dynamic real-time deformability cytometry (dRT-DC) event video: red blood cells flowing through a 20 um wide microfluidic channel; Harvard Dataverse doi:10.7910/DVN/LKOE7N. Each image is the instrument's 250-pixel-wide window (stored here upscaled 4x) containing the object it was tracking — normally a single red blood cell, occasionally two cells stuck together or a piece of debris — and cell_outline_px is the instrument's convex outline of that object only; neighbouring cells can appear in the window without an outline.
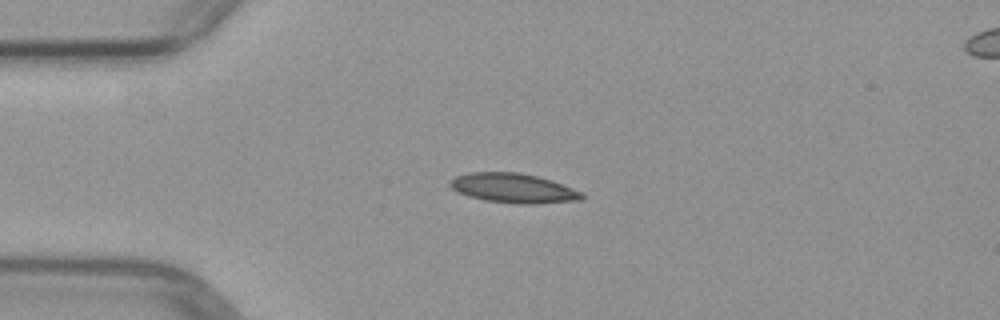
{"species": "common noctule bat (a hibernating species)", "species_latin": "Nyctalus noctula", "temperature_condition": "warm", "stored_images_in_passage": 6, "camera_frame_rate_fps": 3000, "um_per_image_px": 0.085, "animal": {"sex": "female", "body_mass_g": 29.2, "forearm_length_mm": 56.3}, "frame": {"image": 1, "passage_image": 4, "time_ms": 3.667, "image_size_px": [1000, 320], "cell_outline_px": [[584, 200], [536, 204], [516, 204], [484, 200], [468, 196], [456, 192], [448, 184], [456, 176], [468, 172], [520, 172], [552, 180], [584, 192]], "centroid_in_image_um": [43.67, 16.0], "position_along_channel_um": 41.3, "area_um2": 23.0}}
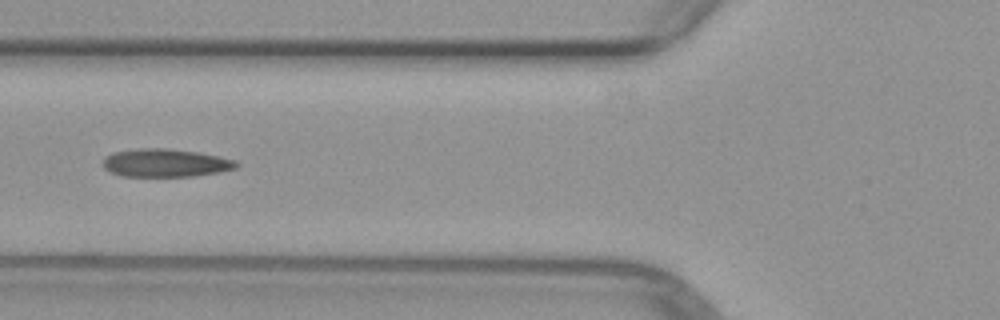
{"frame": {"image": 2, "passage_image": 6, "time_ms": 6.0, "image_size_px": [1000, 320], "cell_outline_px": [[240, 164], [236, 168], [220, 172], [192, 176], [120, 176], [104, 168], [104, 160], [112, 152], [136, 148], [168, 148], [200, 152], [236, 160]], "centroid_in_image_um": [14.1, 13.84], "position_along_channel_um": 111.7, "area_um2": 21.91}}